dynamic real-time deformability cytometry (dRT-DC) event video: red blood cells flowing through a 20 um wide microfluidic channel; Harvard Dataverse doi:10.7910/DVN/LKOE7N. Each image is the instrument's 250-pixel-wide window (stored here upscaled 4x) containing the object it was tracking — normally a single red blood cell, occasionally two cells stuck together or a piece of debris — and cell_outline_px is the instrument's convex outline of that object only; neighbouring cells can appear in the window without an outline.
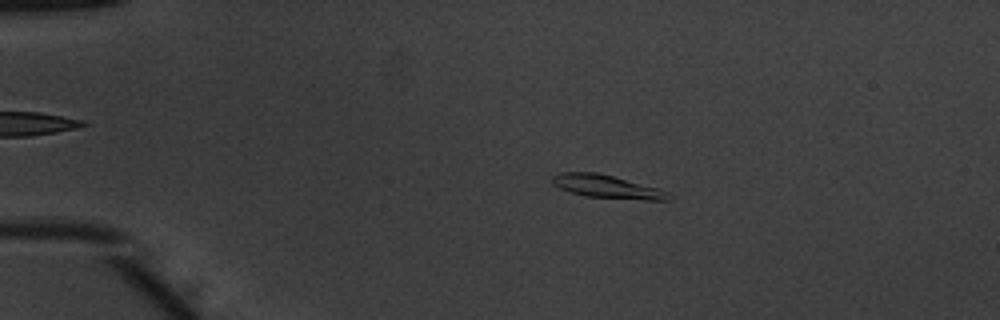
{"species": "common noctule bat (a hibernating species)", "species_latin": "Nyctalus noctula", "temperature_condition": "warm", "stored_images_in_passage": 53, "camera_frame_rate_fps": 3000, "um_per_image_px": 0.085, "animal": {"sex": "male", "body_mass_g": 20.1, "forearm_length_mm": 53.5}, "frame": {"image": 1, "passage_image": 11, "time_ms": 3.333, "image_size_px": [1000, 320], "cell_outline_px": [[672, 196], [668, 200], [644, 200], [584, 196], [568, 192], [552, 184], [552, 176], [560, 172], [596, 172], [660, 188], [668, 192]], "centroid_in_image_um": [51.59, 15.87], "position_along_channel_um": 33.4, "area_um2": 15.78}}
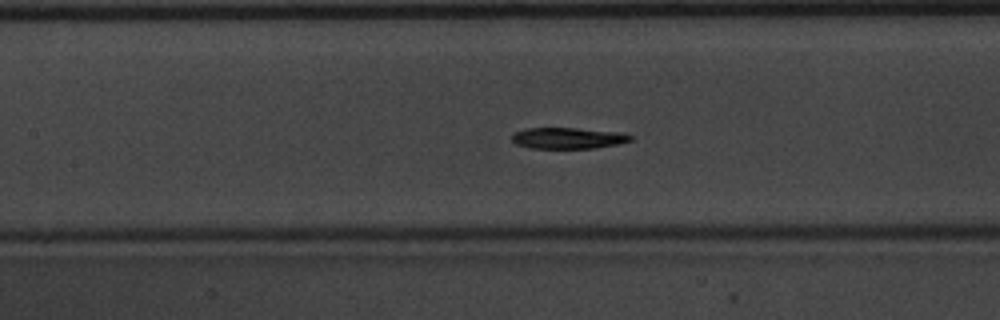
{"frame": {"image": 2, "passage_image": 25, "time_ms": 8.0, "image_size_px": [1000, 320], "cell_outline_px": [[632, 140], [620, 144], [596, 148], [528, 148], [516, 144], [512, 140], [512, 132], [524, 128], [576, 128], [624, 132], [632, 136]], "centroid_in_image_um": [48.29, 11.73], "position_along_channel_um": 159.1, "area_um2": 14.91}}
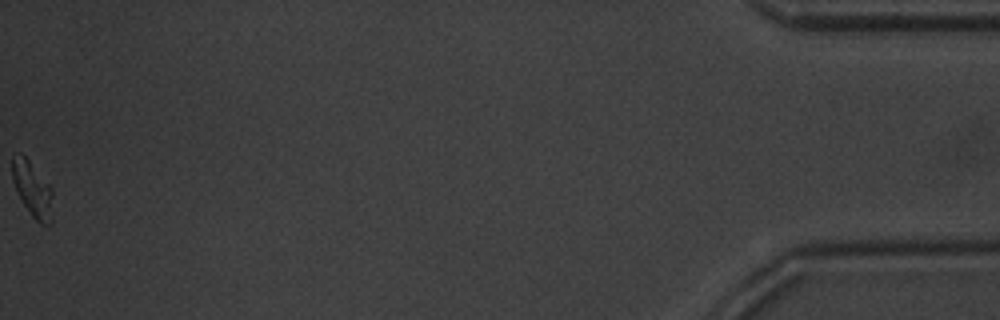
{"frame": {"image": 3, "passage_image": 53, "time_ms": 17.333, "image_size_px": [1000, 320], "cell_outline_px": [[52, 224], [48, 228], [40, 224], [32, 216], [24, 204], [12, 180], [12, 152], [20, 152], [28, 160], [52, 188]], "centroid_in_image_um": [2.77, 16.11], "position_along_channel_um": 432.4, "area_um2": 13.12}, "authors_computed_cell_mechanics": {"area_um2": 15.317, "velocity_mm_per_s": 3.9045, "shape_relaxation_time_tau1_ms": 3.8523, "shape_relaxation_time_tau2_ms": 8.4311, "deformation_change_tau1": 0.1589, "deformation_change_tau2": 0.1608}}